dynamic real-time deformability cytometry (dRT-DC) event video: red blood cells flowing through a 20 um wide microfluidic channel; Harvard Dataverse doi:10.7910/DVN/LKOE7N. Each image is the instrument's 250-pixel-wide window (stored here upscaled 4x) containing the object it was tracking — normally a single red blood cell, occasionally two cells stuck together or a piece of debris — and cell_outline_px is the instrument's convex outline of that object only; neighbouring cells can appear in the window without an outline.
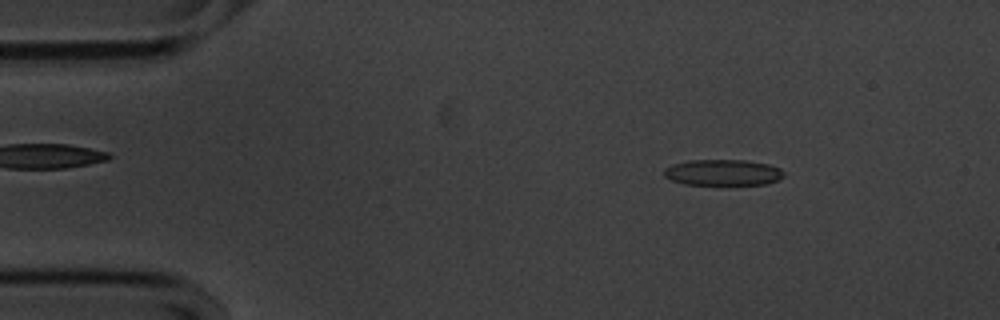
{"species": "common noctule bat (a hibernating species)", "species_latin": "Nyctalus noctula", "temperature_condition": "cold", "stored_images_in_passage": 55, "camera_frame_rate_fps": 3000, "um_per_image_px": 0.085, "animal": {"sex": "male", "body_mass_g": 20.1, "forearm_length_mm": 53.5}, "frame": {"image": 1, "passage_image": 7, "time_ms": 2.0, "image_size_px": [1000, 320], "cell_outline_px": [[784, 176], [780, 180], [764, 184], [684, 184], [672, 180], [664, 176], [664, 168], [672, 164], [688, 160], [744, 160], [768, 164], [780, 168], [784, 172]], "centroid_in_image_um": [61.45, 14.65], "position_along_channel_um": 23.5, "area_um2": 18.15}}
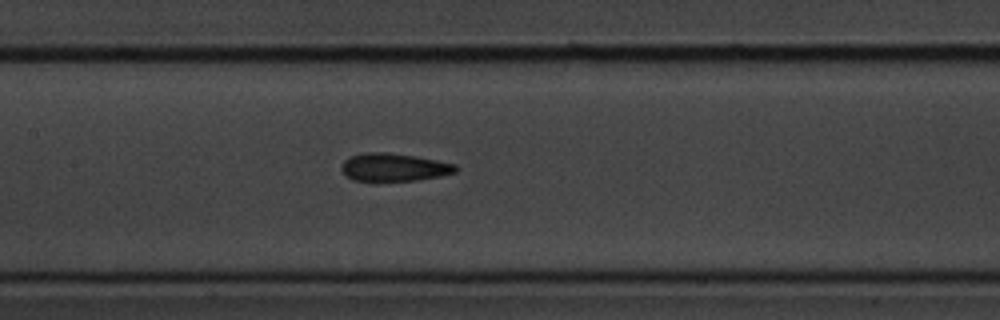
{"frame": {"image": 2, "passage_image": 25, "time_ms": 8.0, "image_size_px": [1000, 320], "cell_outline_px": [[460, 168], [456, 172], [440, 176], [420, 180], [352, 180], [340, 168], [344, 160], [348, 156], [364, 152], [388, 152], [416, 156], [456, 164]], "centroid_in_image_um": [33.51, 14.2], "position_along_channel_um": 173.9, "area_um2": 18.61}}
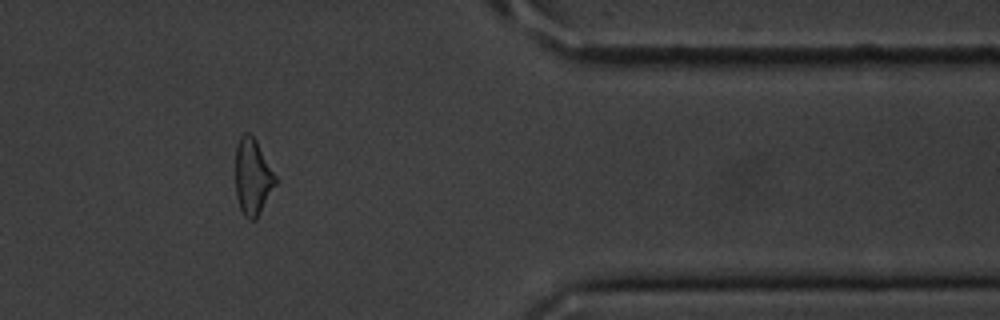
{"frame": {"image": 3, "passage_image": 45, "time_ms": 14.667, "image_size_px": [1000, 320], "cell_outline_px": [[276, 184], [256, 220], [248, 220], [244, 216], [240, 208], [236, 196], [236, 144], [240, 136], [244, 132], [248, 132], [256, 140], [276, 176]], "centroid_in_image_um": [21.46, 15.04], "position_along_channel_um": 389.9, "area_um2": 17.74}, "authors_computed_cell_mechanics": {"area_um2": 18.7272, "velocity_mm_per_s": 3.5742, "shape_relaxation_time_tau1_ms": 4.4904, "shape_relaxation_time_tau2_ms": 3.2605, "deformation_change_tau1": 0.1062, "deformation_change_tau2": 0.1272}}